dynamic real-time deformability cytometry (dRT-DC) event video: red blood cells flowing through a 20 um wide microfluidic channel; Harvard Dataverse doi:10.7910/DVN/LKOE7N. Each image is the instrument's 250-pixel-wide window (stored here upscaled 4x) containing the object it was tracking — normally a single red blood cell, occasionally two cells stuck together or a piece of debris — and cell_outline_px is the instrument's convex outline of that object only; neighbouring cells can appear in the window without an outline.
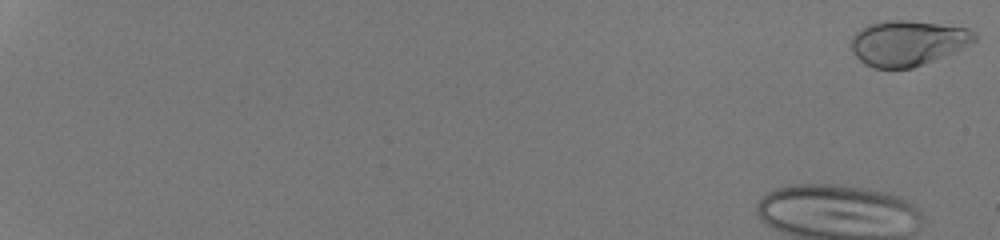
{"species": "human", "species_latin": "Homo sapiens", "temperature_condition": "room temperature", "stored_images_in_passage": 51, "camera_frame_rate_fps": 3000, "um_per_image_px": 0.085, "donor": {"sex": "male"}, "frame": {"image": 1, "passage_image": 1, "time_ms": 0.0, "image_size_px": [1000, 240], "cell_outline_px": [[976, 40], [952, 52], [912, 68], [872, 68], [864, 64], [852, 52], [852, 36], [856, 32], [868, 24], [884, 20], [908, 20], [940, 24], [968, 28], [976, 32]], "centroid_in_image_um": [77.12, 3.64], "position_along_channel_um": 7.9, "area_um2": 32.31}}
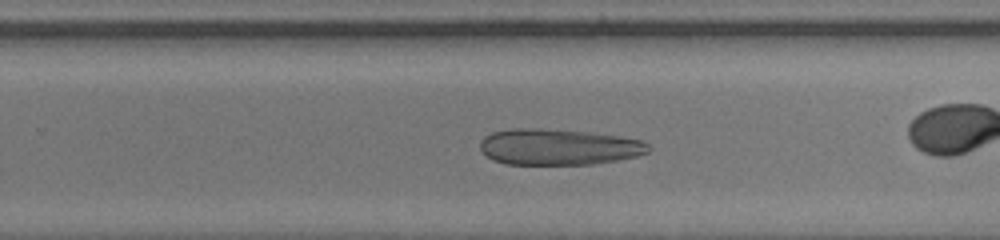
{"frame": {"image": 2, "passage_image": 37, "time_ms": 12.0, "image_size_px": [1000, 240], "cell_outline_px": [[652, 148], [648, 152], [636, 156], [616, 160], [592, 164], [504, 164], [492, 160], [480, 148], [480, 140], [484, 136], [492, 132], [512, 128], [540, 128], [592, 132], [620, 136], [640, 140], [648, 144]], "centroid_in_image_um": [47.46, 12.48], "position_along_channel_um": 282.3, "area_um2": 35.55}}